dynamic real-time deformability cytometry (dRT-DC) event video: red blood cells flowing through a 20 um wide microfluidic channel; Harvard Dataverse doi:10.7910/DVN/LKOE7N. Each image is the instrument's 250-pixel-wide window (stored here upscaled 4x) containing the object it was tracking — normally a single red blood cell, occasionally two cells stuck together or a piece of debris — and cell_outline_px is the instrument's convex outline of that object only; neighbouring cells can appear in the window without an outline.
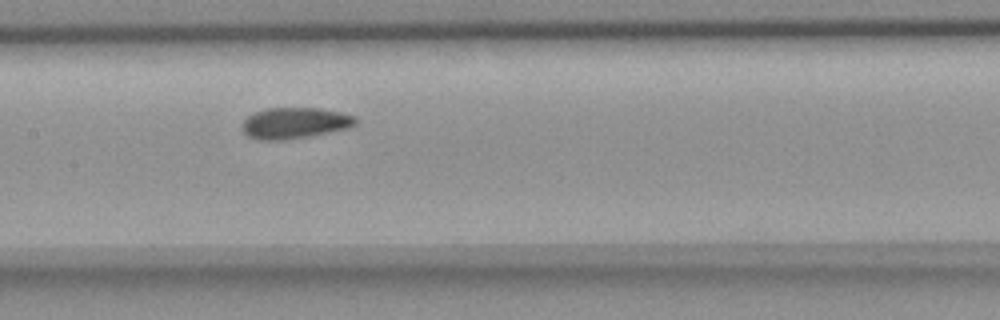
{"species": "common noctule bat (a hibernating species)", "species_latin": "Nyctalus noctula", "temperature_condition": "room temperature", "stored_images_in_passage": 9, "camera_frame_rate_fps": 3000, "um_per_image_px": 0.085, "animal": {"sex": "female", "body_mass_g": 18.4}, "frame": {"image": 1, "passage_image": 8, "time_ms": 9.0, "image_size_px": [1000, 320], "cell_outline_px": [[356, 124], [348, 128], [308, 136], [284, 140], [260, 140], [248, 136], [240, 128], [240, 124], [252, 112], [268, 108], [320, 108], [340, 112], [356, 116]], "centroid_in_image_um": [25.01, 10.45], "position_along_channel_um": 182.4, "area_um2": 20.63}}
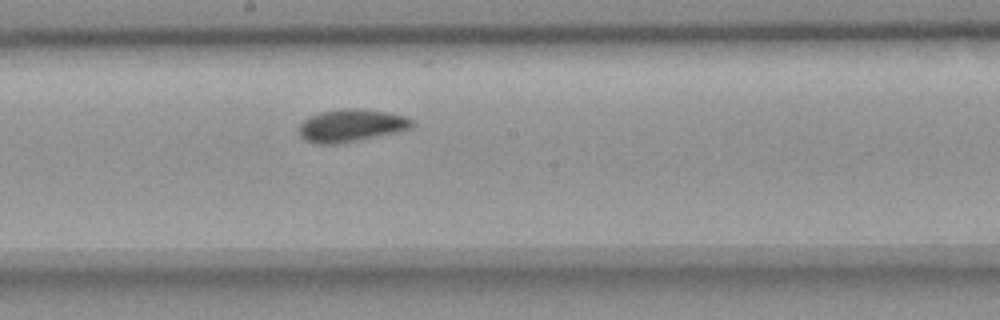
{"frame": {"image": 2, "passage_image": 9, "time_ms": 10.0, "image_size_px": [1000, 320], "cell_outline_px": [[412, 128], [400, 132], [336, 144], [316, 144], [304, 140], [300, 136], [300, 124], [308, 116], [320, 112], [344, 108], [364, 108], [388, 112], [404, 116], [412, 120]], "centroid_in_image_um": [29.85, 10.66], "position_along_channel_um": 218.4, "area_um2": 21.62}}